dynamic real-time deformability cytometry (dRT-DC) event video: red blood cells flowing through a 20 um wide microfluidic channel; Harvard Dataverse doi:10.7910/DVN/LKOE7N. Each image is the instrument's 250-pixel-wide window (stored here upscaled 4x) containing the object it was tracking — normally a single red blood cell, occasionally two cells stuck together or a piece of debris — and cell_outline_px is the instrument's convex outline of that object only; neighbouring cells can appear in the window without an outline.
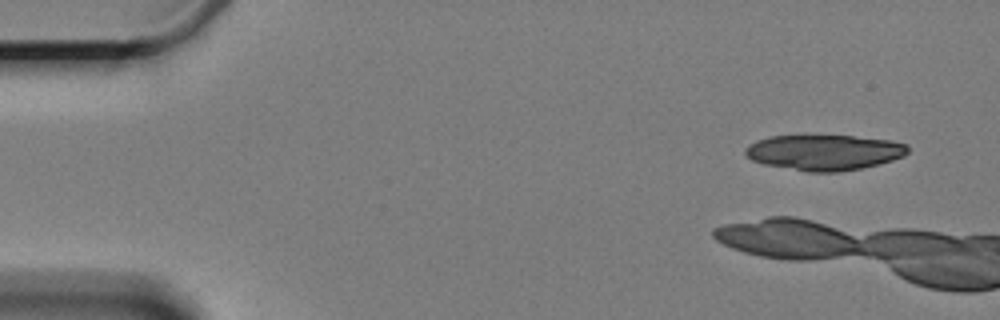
{"species": "Egyptian fruit bat (a non-hibernating species)", "species_latin": "Rousettus aegyptiacus", "temperature_condition": "cold", "stored_images_in_passage": 3, "camera_frame_rate_fps": 3000, "um_per_image_px": 0.085, "animal": {"sex": "female"}, "frame": {"image": 1, "passage_image": 1, "time_ms": 0.0, "image_size_px": [1000, 320], "cell_outline_px": [[908, 152], [904, 156], [892, 160], [860, 168], [840, 172], [808, 172], [764, 164], [752, 160], [744, 152], [744, 148], [756, 140], [772, 136], [852, 136], [892, 140], [904, 144], [908, 148]], "centroid_in_image_um": [70.04, 12.95], "position_along_channel_um": 15.0, "area_um2": 33.41}}